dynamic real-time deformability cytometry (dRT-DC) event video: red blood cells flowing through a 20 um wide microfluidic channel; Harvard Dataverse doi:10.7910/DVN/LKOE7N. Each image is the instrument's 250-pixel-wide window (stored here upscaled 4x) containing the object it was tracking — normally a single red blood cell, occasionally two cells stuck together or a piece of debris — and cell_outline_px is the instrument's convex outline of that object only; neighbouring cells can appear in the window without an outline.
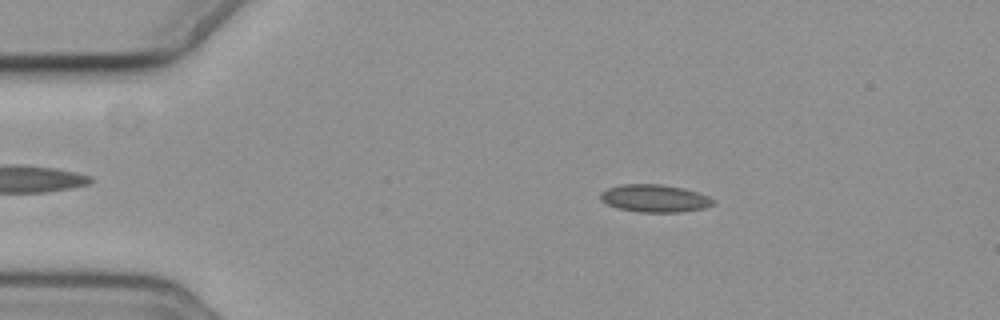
{"species": "common noctule bat (a hibernating species)", "species_latin": "Nyctalus noctula", "temperature_condition": "cold", "stored_images_in_passage": 3, "camera_frame_rate_fps": 3000, "um_per_image_px": 0.085, "animal": {"sex": "female", "body_mass_g": 19.3, "forearm_length_mm": 54.1}, "frame": {"image": 1, "passage_image": 2, "time_ms": 1.333, "image_size_px": [1000, 320], "cell_outline_px": [[716, 204], [704, 208], [680, 212], [640, 212], [620, 208], [608, 204], [600, 200], [600, 192], [608, 188], [624, 184], [660, 184], [684, 188], [708, 196], [716, 200]], "centroid_in_image_um": [55.68, 16.86], "position_along_channel_um": 29.3, "area_um2": 18.09}}